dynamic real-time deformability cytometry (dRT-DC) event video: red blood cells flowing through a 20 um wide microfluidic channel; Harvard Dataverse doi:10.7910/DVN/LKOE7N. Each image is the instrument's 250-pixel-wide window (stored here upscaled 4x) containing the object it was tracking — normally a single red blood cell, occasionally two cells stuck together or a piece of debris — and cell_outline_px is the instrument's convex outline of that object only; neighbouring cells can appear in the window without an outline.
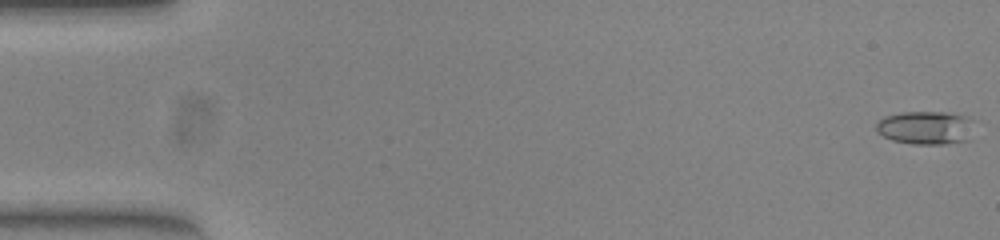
{"species": "common noctule bat (a hibernating species)", "species_latin": "Nyctalus noctula", "temperature_condition": "warm", "stored_images_in_passage": 53, "camera_frame_rate_fps": 3000, "um_per_image_px": 0.085, "animal": {"sex": "female", "body_mass_g": 23.0, "forearm_length_mm": 53.4}, "frame": {"image": 1, "passage_image": 1, "time_ms": 0.0, "image_size_px": [1000, 240], "cell_outline_px": [[972, 140], [948, 144], [912, 144], [892, 140], [876, 132], [876, 124], [884, 116], [900, 112], [948, 112], [964, 116], [972, 120]], "centroid_in_image_um": [78.7, 10.86], "position_along_channel_um": 6.3, "area_um2": 19.36}}
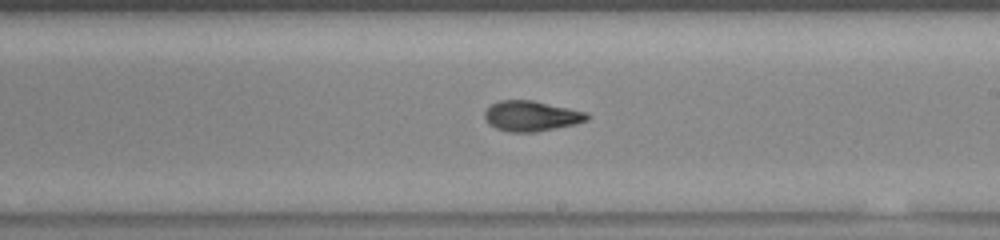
{"frame": {"image": 2, "passage_image": 31, "time_ms": 10.0, "image_size_px": [1000, 240], "cell_outline_px": [[592, 116], [588, 120], [576, 124], [536, 132], [512, 132], [496, 128], [488, 124], [484, 116], [484, 112], [492, 104], [500, 100], [532, 100], [588, 112]], "centroid_in_image_um": [45.2, 9.86], "position_along_channel_um": 243.8, "area_um2": 18.21}}
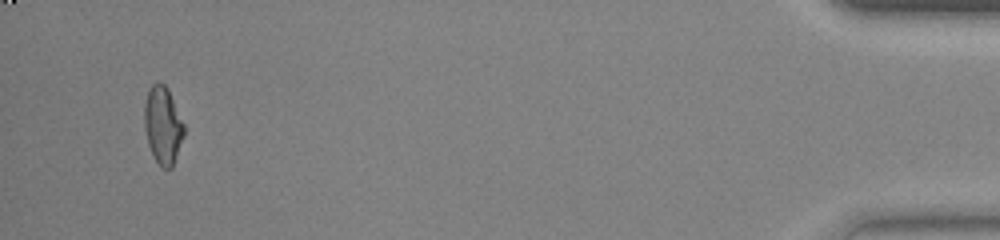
{"frame": {"image": 3, "passage_image": 51, "time_ms": 16.667, "image_size_px": [1000, 240], "cell_outline_px": [[184, 136], [172, 168], [164, 168], [152, 156], [148, 144], [144, 128], [144, 104], [148, 92], [152, 84], [156, 80], [160, 80], [168, 88], [184, 124]], "centroid_in_image_um": [13.83, 10.61], "position_along_channel_um": 421.4, "area_um2": 18.03}, "authors_computed_cell_mechanics": {"area_um2": 17.9758, "velocity_mm_per_s": 3.8974, "shape_relaxation_time_tau1_ms": null, "shape_relaxation_time_tau2_ms": 1.8493, "deformation_change_tau1": null, "deformation_change_tau2": 0.0792}}